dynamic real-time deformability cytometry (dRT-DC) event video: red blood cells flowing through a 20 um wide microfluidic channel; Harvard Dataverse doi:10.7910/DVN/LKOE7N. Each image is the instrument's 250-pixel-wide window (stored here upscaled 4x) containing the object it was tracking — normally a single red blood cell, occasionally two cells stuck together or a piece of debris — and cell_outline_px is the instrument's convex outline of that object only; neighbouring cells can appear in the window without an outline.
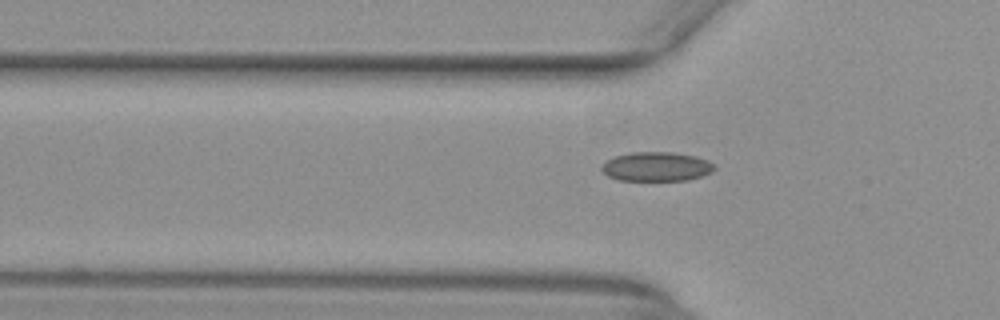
{"species": "common noctule bat (a hibernating species)", "species_latin": "Nyctalus noctula", "temperature_condition": "warm", "stored_images_in_passage": 36, "camera_frame_rate_fps": 3000, "um_per_image_px": 0.085, "animal": {"sex": "female", "body_mass_g": 29.2, "forearm_length_mm": 56.3}, "frame": {"image": 1, "passage_image": 4, "time_ms": 1.0, "image_size_px": [1000, 320], "cell_outline_px": [[716, 168], [712, 172], [688, 180], [620, 180], [608, 176], [600, 168], [608, 160], [616, 156], [628, 152], [672, 152], [696, 156], [708, 160], [716, 164]], "centroid_in_image_um": [55.84, 14.15], "position_along_channel_um": 70.0, "area_um2": 19.19}}
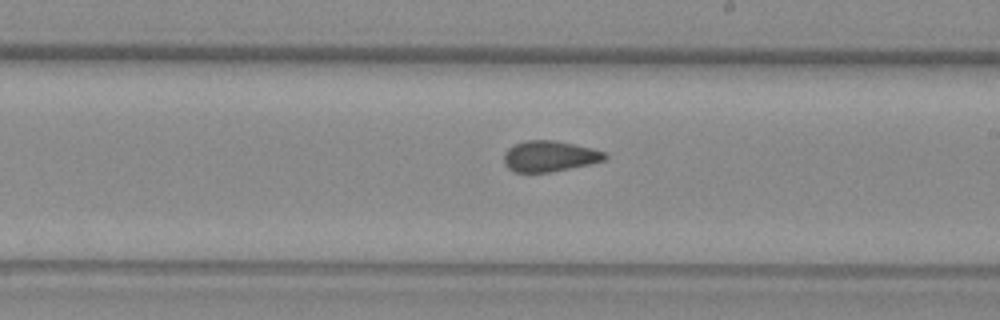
{"frame": {"image": 2, "passage_image": 17, "time_ms": 5.333, "image_size_px": [1000, 320], "cell_outline_px": [[608, 156], [604, 160], [592, 164], [548, 172], [516, 172], [508, 168], [504, 164], [504, 152], [508, 148], [516, 144], [528, 140], [556, 140], [592, 148], [604, 152]], "centroid_in_image_um": [46.71, 13.27], "position_along_channel_um": 242.3, "area_um2": 18.09}}
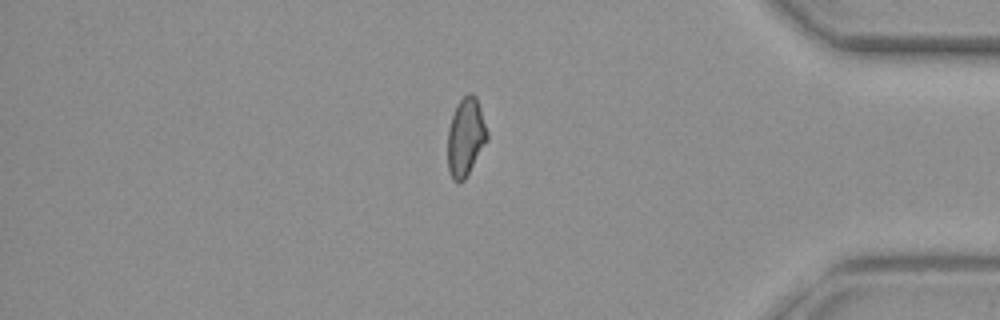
{"frame": {"image": 3, "passage_image": 31, "time_ms": 10.0, "image_size_px": [1000, 320], "cell_outline_px": [[488, 140], [464, 180], [456, 184], [452, 180], [448, 168], [448, 128], [456, 104], [468, 92], [472, 92], [476, 96], [488, 132]], "centroid_in_image_um": [39.58, 11.65], "position_along_channel_um": 395.6, "area_um2": 18.09}, "authors_computed_cell_mechanics": {"area_um2": 18.4382, "velocity_mm_per_s": 3.9645, "shape_relaxation_time_tau1_ms": null, "shape_relaxation_time_tau2_ms": 2.5262, "deformation_change_tau1": null, "deformation_change_tau2": 0.0651}}